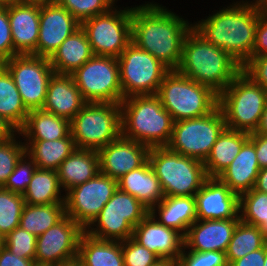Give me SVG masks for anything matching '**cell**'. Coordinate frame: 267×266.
Here are the masks:
<instances>
[{
    "label": "cell",
    "instance_id": "cell-1",
    "mask_svg": "<svg viewBox=\"0 0 267 266\" xmlns=\"http://www.w3.org/2000/svg\"><path fill=\"white\" fill-rule=\"evenodd\" d=\"M132 5L131 42L158 59L169 70H176L183 43L193 24L183 15L155 0ZM183 16V17H182Z\"/></svg>",
    "mask_w": 267,
    "mask_h": 266
},
{
    "label": "cell",
    "instance_id": "cell-2",
    "mask_svg": "<svg viewBox=\"0 0 267 266\" xmlns=\"http://www.w3.org/2000/svg\"><path fill=\"white\" fill-rule=\"evenodd\" d=\"M231 1L192 24L206 41L228 52L243 66L252 56L262 9L257 0Z\"/></svg>",
    "mask_w": 267,
    "mask_h": 266
},
{
    "label": "cell",
    "instance_id": "cell-3",
    "mask_svg": "<svg viewBox=\"0 0 267 266\" xmlns=\"http://www.w3.org/2000/svg\"><path fill=\"white\" fill-rule=\"evenodd\" d=\"M176 71L219 95L242 71V66L192 28L185 37Z\"/></svg>",
    "mask_w": 267,
    "mask_h": 266
},
{
    "label": "cell",
    "instance_id": "cell-4",
    "mask_svg": "<svg viewBox=\"0 0 267 266\" xmlns=\"http://www.w3.org/2000/svg\"><path fill=\"white\" fill-rule=\"evenodd\" d=\"M122 136L152 147H166L174 120L156 95L130 96L122 100Z\"/></svg>",
    "mask_w": 267,
    "mask_h": 266
},
{
    "label": "cell",
    "instance_id": "cell-5",
    "mask_svg": "<svg viewBox=\"0 0 267 266\" xmlns=\"http://www.w3.org/2000/svg\"><path fill=\"white\" fill-rule=\"evenodd\" d=\"M156 96L174 122L203 117L218 106L217 93L176 70L164 76Z\"/></svg>",
    "mask_w": 267,
    "mask_h": 266
},
{
    "label": "cell",
    "instance_id": "cell-6",
    "mask_svg": "<svg viewBox=\"0 0 267 266\" xmlns=\"http://www.w3.org/2000/svg\"><path fill=\"white\" fill-rule=\"evenodd\" d=\"M266 102L267 91L243 71L218 95L226 128L247 133L257 129Z\"/></svg>",
    "mask_w": 267,
    "mask_h": 266
},
{
    "label": "cell",
    "instance_id": "cell-7",
    "mask_svg": "<svg viewBox=\"0 0 267 266\" xmlns=\"http://www.w3.org/2000/svg\"><path fill=\"white\" fill-rule=\"evenodd\" d=\"M148 160L164 196H194L208 178L202 161L172 152L167 147L150 148Z\"/></svg>",
    "mask_w": 267,
    "mask_h": 266
},
{
    "label": "cell",
    "instance_id": "cell-8",
    "mask_svg": "<svg viewBox=\"0 0 267 266\" xmlns=\"http://www.w3.org/2000/svg\"><path fill=\"white\" fill-rule=\"evenodd\" d=\"M77 149L99 151L122 135L121 106L117 103H86L70 121Z\"/></svg>",
    "mask_w": 267,
    "mask_h": 266
},
{
    "label": "cell",
    "instance_id": "cell-9",
    "mask_svg": "<svg viewBox=\"0 0 267 266\" xmlns=\"http://www.w3.org/2000/svg\"><path fill=\"white\" fill-rule=\"evenodd\" d=\"M148 214L147 207L118 188L85 233L98 240L125 241Z\"/></svg>",
    "mask_w": 267,
    "mask_h": 266
},
{
    "label": "cell",
    "instance_id": "cell-10",
    "mask_svg": "<svg viewBox=\"0 0 267 266\" xmlns=\"http://www.w3.org/2000/svg\"><path fill=\"white\" fill-rule=\"evenodd\" d=\"M118 6L81 23L94 55L118 58L131 43L132 6Z\"/></svg>",
    "mask_w": 267,
    "mask_h": 266
},
{
    "label": "cell",
    "instance_id": "cell-11",
    "mask_svg": "<svg viewBox=\"0 0 267 266\" xmlns=\"http://www.w3.org/2000/svg\"><path fill=\"white\" fill-rule=\"evenodd\" d=\"M225 128L224 115L217 106L203 117L174 122L171 139L166 147L172 152L204 162Z\"/></svg>",
    "mask_w": 267,
    "mask_h": 266
},
{
    "label": "cell",
    "instance_id": "cell-12",
    "mask_svg": "<svg viewBox=\"0 0 267 266\" xmlns=\"http://www.w3.org/2000/svg\"><path fill=\"white\" fill-rule=\"evenodd\" d=\"M117 60L123 99L156 95L164 76L170 71L158 59L132 42Z\"/></svg>",
    "mask_w": 267,
    "mask_h": 266
},
{
    "label": "cell",
    "instance_id": "cell-13",
    "mask_svg": "<svg viewBox=\"0 0 267 266\" xmlns=\"http://www.w3.org/2000/svg\"><path fill=\"white\" fill-rule=\"evenodd\" d=\"M71 75L86 103L122 102L117 58L93 55Z\"/></svg>",
    "mask_w": 267,
    "mask_h": 266
},
{
    "label": "cell",
    "instance_id": "cell-14",
    "mask_svg": "<svg viewBox=\"0 0 267 266\" xmlns=\"http://www.w3.org/2000/svg\"><path fill=\"white\" fill-rule=\"evenodd\" d=\"M2 65L11 74L28 111L42 109L50 78L55 73L49 58L15 55Z\"/></svg>",
    "mask_w": 267,
    "mask_h": 266
},
{
    "label": "cell",
    "instance_id": "cell-15",
    "mask_svg": "<svg viewBox=\"0 0 267 266\" xmlns=\"http://www.w3.org/2000/svg\"><path fill=\"white\" fill-rule=\"evenodd\" d=\"M117 189V180L99 172L94 178L65 192V214L85 231Z\"/></svg>",
    "mask_w": 267,
    "mask_h": 266
},
{
    "label": "cell",
    "instance_id": "cell-16",
    "mask_svg": "<svg viewBox=\"0 0 267 266\" xmlns=\"http://www.w3.org/2000/svg\"><path fill=\"white\" fill-rule=\"evenodd\" d=\"M85 231L65 216L46 232L37 236L35 262L57 266L78 256V244Z\"/></svg>",
    "mask_w": 267,
    "mask_h": 266
},
{
    "label": "cell",
    "instance_id": "cell-17",
    "mask_svg": "<svg viewBox=\"0 0 267 266\" xmlns=\"http://www.w3.org/2000/svg\"><path fill=\"white\" fill-rule=\"evenodd\" d=\"M81 27V23L57 3L40 6L36 56L50 58L62 42Z\"/></svg>",
    "mask_w": 267,
    "mask_h": 266
},
{
    "label": "cell",
    "instance_id": "cell-18",
    "mask_svg": "<svg viewBox=\"0 0 267 266\" xmlns=\"http://www.w3.org/2000/svg\"><path fill=\"white\" fill-rule=\"evenodd\" d=\"M194 198L197 220L240 219V196L218 177H208Z\"/></svg>",
    "mask_w": 267,
    "mask_h": 266
},
{
    "label": "cell",
    "instance_id": "cell-19",
    "mask_svg": "<svg viewBox=\"0 0 267 266\" xmlns=\"http://www.w3.org/2000/svg\"><path fill=\"white\" fill-rule=\"evenodd\" d=\"M150 148L122 135L98 151L100 173L119 180L148 160Z\"/></svg>",
    "mask_w": 267,
    "mask_h": 266
},
{
    "label": "cell",
    "instance_id": "cell-20",
    "mask_svg": "<svg viewBox=\"0 0 267 266\" xmlns=\"http://www.w3.org/2000/svg\"><path fill=\"white\" fill-rule=\"evenodd\" d=\"M133 238L160 259L177 261L184 247V236L159 223L150 213L134 227Z\"/></svg>",
    "mask_w": 267,
    "mask_h": 266
},
{
    "label": "cell",
    "instance_id": "cell-21",
    "mask_svg": "<svg viewBox=\"0 0 267 266\" xmlns=\"http://www.w3.org/2000/svg\"><path fill=\"white\" fill-rule=\"evenodd\" d=\"M240 219L196 220L184 236V246L191 251L226 252Z\"/></svg>",
    "mask_w": 267,
    "mask_h": 266
},
{
    "label": "cell",
    "instance_id": "cell-22",
    "mask_svg": "<svg viewBox=\"0 0 267 266\" xmlns=\"http://www.w3.org/2000/svg\"><path fill=\"white\" fill-rule=\"evenodd\" d=\"M14 56L32 54L36 56L39 35L40 6L22 2L7 7Z\"/></svg>",
    "mask_w": 267,
    "mask_h": 266
},
{
    "label": "cell",
    "instance_id": "cell-23",
    "mask_svg": "<svg viewBox=\"0 0 267 266\" xmlns=\"http://www.w3.org/2000/svg\"><path fill=\"white\" fill-rule=\"evenodd\" d=\"M85 104L72 75H52L42 108L44 111L71 121Z\"/></svg>",
    "mask_w": 267,
    "mask_h": 266
},
{
    "label": "cell",
    "instance_id": "cell-24",
    "mask_svg": "<svg viewBox=\"0 0 267 266\" xmlns=\"http://www.w3.org/2000/svg\"><path fill=\"white\" fill-rule=\"evenodd\" d=\"M259 171L254 143L248 139L218 178L240 196L254 188Z\"/></svg>",
    "mask_w": 267,
    "mask_h": 266
},
{
    "label": "cell",
    "instance_id": "cell-25",
    "mask_svg": "<svg viewBox=\"0 0 267 266\" xmlns=\"http://www.w3.org/2000/svg\"><path fill=\"white\" fill-rule=\"evenodd\" d=\"M149 213L162 225L183 236L197 220L194 196H165Z\"/></svg>",
    "mask_w": 267,
    "mask_h": 266
},
{
    "label": "cell",
    "instance_id": "cell-26",
    "mask_svg": "<svg viewBox=\"0 0 267 266\" xmlns=\"http://www.w3.org/2000/svg\"><path fill=\"white\" fill-rule=\"evenodd\" d=\"M118 188L134 196L149 210L165 197L149 160L122 176L118 180Z\"/></svg>",
    "mask_w": 267,
    "mask_h": 266
},
{
    "label": "cell",
    "instance_id": "cell-27",
    "mask_svg": "<svg viewBox=\"0 0 267 266\" xmlns=\"http://www.w3.org/2000/svg\"><path fill=\"white\" fill-rule=\"evenodd\" d=\"M100 172L98 151L75 149L59 166L57 173L65 192L87 182Z\"/></svg>",
    "mask_w": 267,
    "mask_h": 266
},
{
    "label": "cell",
    "instance_id": "cell-28",
    "mask_svg": "<svg viewBox=\"0 0 267 266\" xmlns=\"http://www.w3.org/2000/svg\"><path fill=\"white\" fill-rule=\"evenodd\" d=\"M93 55L87 35L80 27L62 42L49 61L56 74L71 75Z\"/></svg>",
    "mask_w": 267,
    "mask_h": 266
},
{
    "label": "cell",
    "instance_id": "cell-29",
    "mask_svg": "<svg viewBox=\"0 0 267 266\" xmlns=\"http://www.w3.org/2000/svg\"><path fill=\"white\" fill-rule=\"evenodd\" d=\"M18 132L23 141L59 140L71 133L70 121L43 109L32 110Z\"/></svg>",
    "mask_w": 267,
    "mask_h": 266
},
{
    "label": "cell",
    "instance_id": "cell-30",
    "mask_svg": "<svg viewBox=\"0 0 267 266\" xmlns=\"http://www.w3.org/2000/svg\"><path fill=\"white\" fill-rule=\"evenodd\" d=\"M249 133L225 128L203 162L208 177H218L239 154Z\"/></svg>",
    "mask_w": 267,
    "mask_h": 266
},
{
    "label": "cell",
    "instance_id": "cell-31",
    "mask_svg": "<svg viewBox=\"0 0 267 266\" xmlns=\"http://www.w3.org/2000/svg\"><path fill=\"white\" fill-rule=\"evenodd\" d=\"M84 266H124L122 241L98 240L83 233L78 256Z\"/></svg>",
    "mask_w": 267,
    "mask_h": 266
},
{
    "label": "cell",
    "instance_id": "cell-32",
    "mask_svg": "<svg viewBox=\"0 0 267 266\" xmlns=\"http://www.w3.org/2000/svg\"><path fill=\"white\" fill-rule=\"evenodd\" d=\"M26 154L39 169L57 171L60 164L76 149L71 133L59 140L23 141Z\"/></svg>",
    "mask_w": 267,
    "mask_h": 266
},
{
    "label": "cell",
    "instance_id": "cell-33",
    "mask_svg": "<svg viewBox=\"0 0 267 266\" xmlns=\"http://www.w3.org/2000/svg\"><path fill=\"white\" fill-rule=\"evenodd\" d=\"M23 198L30 205L64 203L65 193L57 171L36 168Z\"/></svg>",
    "mask_w": 267,
    "mask_h": 266
},
{
    "label": "cell",
    "instance_id": "cell-34",
    "mask_svg": "<svg viewBox=\"0 0 267 266\" xmlns=\"http://www.w3.org/2000/svg\"><path fill=\"white\" fill-rule=\"evenodd\" d=\"M28 113L11 74L0 64V115L19 130Z\"/></svg>",
    "mask_w": 267,
    "mask_h": 266
},
{
    "label": "cell",
    "instance_id": "cell-35",
    "mask_svg": "<svg viewBox=\"0 0 267 266\" xmlns=\"http://www.w3.org/2000/svg\"><path fill=\"white\" fill-rule=\"evenodd\" d=\"M65 216L64 203L48 205L25 204L19 227L37 237L61 221Z\"/></svg>",
    "mask_w": 267,
    "mask_h": 266
},
{
    "label": "cell",
    "instance_id": "cell-36",
    "mask_svg": "<svg viewBox=\"0 0 267 266\" xmlns=\"http://www.w3.org/2000/svg\"><path fill=\"white\" fill-rule=\"evenodd\" d=\"M266 243L260 228L241 220L237 223L226 250L228 265L248 253L261 249Z\"/></svg>",
    "mask_w": 267,
    "mask_h": 266
},
{
    "label": "cell",
    "instance_id": "cell-37",
    "mask_svg": "<svg viewBox=\"0 0 267 266\" xmlns=\"http://www.w3.org/2000/svg\"><path fill=\"white\" fill-rule=\"evenodd\" d=\"M239 216L242 222L259 227L267 241V193L251 189L241 194Z\"/></svg>",
    "mask_w": 267,
    "mask_h": 266
},
{
    "label": "cell",
    "instance_id": "cell-38",
    "mask_svg": "<svg viewBox=\"0 0 267 266\" xmlns=\"http://www.w3.org/2000/svg\"><path fill=\"white\" fill-rule=\"evenodd\" d=\"M24 206L22 194L0 187V232L4 236L19 226Z\"/></svg>",
    "mask_w": 267,
    "mask_h": 266
},
{
    "label": "cell",
    "instance_id": "cell-39",
    "mask_svg": "<svg viewBox=\"0 0 267 266\" xmlns=\"http://www.w3.org/2000/svg\"><path fill=\"white\" fill-rule=\"evenodd\" d=\"M22 141L19 132L9 139L0 141V187L5 185L17 162L26 153V147Z\"/></svg>",
    "mask_w": 267,
    "mask_h": 266
},
{
    "label": "cell",
    "instance_id": "cell-40",
    "mask_svg": "<svg viewBox=\"0 0 267 266\" xmlns=\"http://www.w3.org/2000/svg\"><path fill=\"white\" fill-rule=\"evenodd\" d=\"M118 0H57L56 3L66 8L80 23L96 15L109 11Z\"/></svg>",
    "mask_w": 267,
    "mask_h": 266
},
{
    "label": "cell",
    "instance_id": "cell-41",
    "mask_svg": "<svg viewBox=\"0 0 267 266\" xmlns=\"http://www.w3.org/2000/svg\"><path fill=\"white\" fill-rule=\"evenodd\" d=\"M37 237L27 230L17 227L5 236V247L14 255L35 261Z\"/></svg>",
    "mask_w": 267,
    "mask_h": 266
},
{
    "label": "cell",
    "instance_id": "cell-42",
    "mask_svg": "<svg viewBox=\"0 0 267 266\" xmlns=\"http://www.w3.org/2000/svg\"><path fill=\"white\" fill-rule=\"evenodd\" d=\"M36 168V164L25 153L2 188L23 195Z\"/></svg>",
    "mask_w": 267,
    "mask_h": 266
},
{
    "label": "cell",
    "instance_id": "cell-43",
    "mask_svg": "<svg viewBox=\"0 0 267 266\" xmlns=\"http://www.w3.org/2000/svg\"><path fill=\"white\" fill-rule=\"evenodd\" d=\"M124 266H153L160 258L133 237L122 241Z\"/></svg>",
    "mask_w": 267,
    "mask_h": 266
},
{
    "label": "cell",
    "instance_id": "cell-44",
    "mask_svg": "<svg viewBox=\"0 0 267 266\" xmlns=\"http://www.w3.org/2000/svg\"><path fill=\"white\" fill-rule=\"evenodd\" d=\"M183 266H229L223 251H191L185 246L178 260Z\"/></svg>",
    "mask_w": 267,
    "mask_h": 266
},
{
    "label": "cell",
    "instance_id": "cell-45",
    "mask_svg": "<svg viewBox=\"0 0 267 266\" xmlns=\"http://www.w3.org/2000/svg\"><path fill=\"white\" fill-rule=\"evenodd\" d=\"M14 56V45L7 7H0V64Z\"/></svg>",
    "mask_w": 267,
    "mask_h": 266
},
{
    "label": "cell",
    "instance_id": "cell-46",
    "mask_svg": "<svg viewBox=\"0 0 267 266\" xmlns=\"http://www.w3.org/2000/svg\"><path fill=\"white\" fill-rule=\"evenodd\" d=\"M242 71L267 91V53L251 57L242 66Z\"/></svg>",
    "mask_w": 267,
    "mask_h": 266
},
{
    "label": "cell",
    "instance_id": "cell-47",
    "mask_svg": "<svg viewBox=\"0 0 267 266\" xmlns=\"http://www.w3.org/2000/svg\"><path fill=\"white\" fill-rule=\"evenodd\" d=\"M267 53V12L262 11L258 20L255 35V45L251 57Z\"/></svg>",
    "mask_w": 267,
    "mask_h": 266
},
{
    "label": "cell",
    "instance_id": "cell-48",
    "mask_svg": "<svg viewBox=\"0 0 267 266\" xmlns=\"http://www.w3.org/2000/svg\"><path fill=\"white\" fill-rule=\"evenodd\" d=\"M249 139L254 143L260 169L267 167V136L252 132L249 133Z\"/></svg>",
    "mask_w": 267,
    "mask_h": 266
},
{
    "label": "cell",
    "instance_id": "cell-49",
    "mask_svg": "<svg viewBox=\"0 0 267 266\" xmlns=\"http://www.w3.org/2000/svg\"><path fill=\"white\" fill-rule=\"evenodd\" d=\"M265 245L256 251L248 253L243 258L233 261L229 266H264Z\"/></svg>",
    "mask_w": 267,
    "mask_h": 266
},
{
    "label": "cell",
    "instance_id": "cell-50",
    "mask_svg": "<svg viewBox=\"0 0 267 266\" xmlns=\"http://www.w3.org/2000/svg\"><path fill=\"white\" fill-rule=\"evenodd\" d=\"M34 263V260L17 257L5 246L0 248V266H33Z\"/></svg>",
    "mask_w": 267,
    "mask_h": 266
},
{
    "label": "cell",
    "instance_id": "cell-51",
    "mask_svg": "<svg viewBox=\"0 0 267 266\" xmlns=\"http://www.w3.org/2000/svg\"><path fill=\"white\" fill-rule=\"evenodd\" d=\"M18 130L3 116L0 115V141L14 136Z\"/></svg>",
    "mask_w": 267,
    "mask_h": 266
},
{
    "label": "cell",
    "instance_id": "cell-52",
    "mask_svg": "<svg viewBox=\"0 0 267 266\" xmlns=\"http://www.w3.org/2000/svg\"><path fill=\"white\" fill-rule=\"evenodd\" d=\"M253 189L267 193V167L260 169Z\"/></svg>",
    "mask_w": 267,
    "mask_h": 266
},
{
    "label": "cell",
    "instance_id": "cell-53",
    "mask_svg": "<svg viewBox=\"0 0 267 266\" xmlns=\"http://www.w3.org/2000/svg\"><path fill=\"white\" fill-rule=\"evenodd\" d=\"M254 132L256 134L267 136V102L263 110L262 116L260 117L257 129Z\"/></svg>",
    "mask_w": 267,
    "mask_h": 266
},
{
    "label": "cell",
    "instance_id": "cell-54",
    "mask_svg": "<svg viewBox=\"0 0 267 266\" xmlns=\"http://www.w3.org/2000/svg\"><path fill=\"white\" fill-rule=\"evenodd\" d=\"M56 1L57 0H20V2L22 3L38 5V6L54 4L56 3Z\"/></svg>",
    "mask_w": 267,
    "mask_h": 266
},
{
    "label": "cell",
    "instance_id": "cell-55",
    "mask_svg": "<svg viewBox=\"0 0 267 266\" xmlns=\"http://www.w3.org/2000/svg\"><path fill=\"white\" fill-rule=\"evenodd\" d=\"M57 266H84L81 260L78 257L64 261Z\"/></svg>",
    "mask_w": 267,
    "mask_h": 266
},
{
    "label": "cell",
    "instance_id": "cell-56",
    "mask_svg": "<svg viewBox=\"0 0 267 266\" xmlns=\"http://www.w3.org/2000/svg\"><path fill=\"white\" fill-rule=\"evenodd\" d=\"M176 261L172 259H159L153 266H175Z\"/></svg>",
    "mask_w": 267,
    "mask_h": 266
},
{
    "label": "cell",
    "instance_id": "cell-57",
    "mask_svg": "<svg viewBox=\"0 0 267 266\" xmlns=\"http://www.w3.org/2000/svg\"><path fill=\"white\" fill-rule=\"evenodd\" d=\"M18 2H20V0H0V7H8Z\"/></svg>",
    "mask_w": 267,
    "mask_h": 266
},
{
    "label": "cell",
    "instance_id": "cell-58",
    "mask_svg": "<svg viewBox=\"0 0 267 266\" xmlns=\"http://www.w3.org/2000/svg\"><path fill=\"white\" fill-rule=\"evenodd\" d=\"M257 2L260 5L262 11L267 12V0H257Z\"/></svg>",
    "mask_w": 267,
    "mask_h": 266
},
{
    "label": "cell",
    "instance_id": "cell-59",
    "mask_svg": "<svg viewBox=\"0 0 267 266\" xmlns=\"http://www.w3.org/2000/svg\"><path fill=\"white\" fill-rule=\"evenodd\" d=\"M5 245V236L0 232V248Z\"/></svg>",
    "mask_w": 267,
    "mask_h": 266
},
{
    "label": "cell",
    "instance_id": "cell-60",
    "mask_svg": "<svg viewBox=\"0 0 267 266\" xmlns=\"http://www.w3.org/2000/svg\"><path fill=\"white\" fill-rule=\"evenodd\" d=\"M264 266H267V241L265 243V260H264Z\"/></svg>",
    "mask_w": 267,
    "mask_h": 266
},
{
    "label": "cell",
    "instance_id": "cell-61",
    "mask_svg": "<svg viewBox=\"0 0 267 266\" xmlns=\"http://www.w3.org/2000/svg\"><path fill=\"white\" fill-rule=\"evenodd\" d=\"M33 266H52V265H47V264H40V263H34Z\"/></svg>",
    "mask_w": 267,
    "mask_h": 266
},
{
    "label": "cell",
    "instance_id": "cell-62",
    "mask_svg": "<svg viewBox=\"0 0 267 266\" xmlns=\"http://www.w3.org/2000/svg\"><path fill=\"white\" fill-rule=\"evenodd\" d=\"M175 266H183V265L177 260Z\"/></svg>",
    "mask_w": 267,
    "mask_h": 266
}]
</instances>
